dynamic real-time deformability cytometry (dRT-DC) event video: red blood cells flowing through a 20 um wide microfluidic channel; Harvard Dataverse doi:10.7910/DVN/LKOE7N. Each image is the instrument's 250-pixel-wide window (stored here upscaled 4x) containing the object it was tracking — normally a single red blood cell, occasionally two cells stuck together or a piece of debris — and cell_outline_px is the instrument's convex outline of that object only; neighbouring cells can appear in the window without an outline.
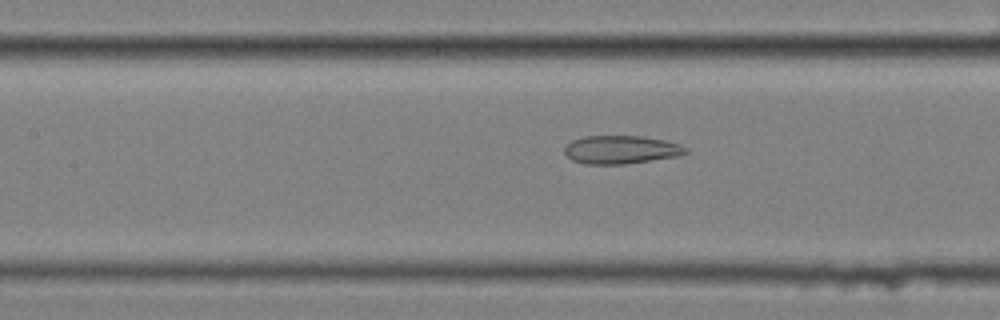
{"species": "common noctule bat (a hibernating species)", "species_latin": "Nyctalus noctula", "temperature_condition": "cold", "stored_images_in_passage": 58, "camera_frame_rate_fps": 3000, "um_per_image_px": 0.085, "animal": {"sex": "female", "body_mass_g": 25.1}, "frame": {"image": 1, "passage_image": 26, "time_ms": 8.333, "image_size_px": [1000, 320], "cell_outline_px": [[688, 152], [676, 156], [624, 164], [584, 164], [572, 160], [564, 152], [564, 148], [572, 140], [584, 136], [640, 136], [664, 140], [680, 144], [688, 148]], "centroid_in_image_um": [52.77, 12.72], "position_along_channel_um": 154.6, "area_um2": 19.83}}
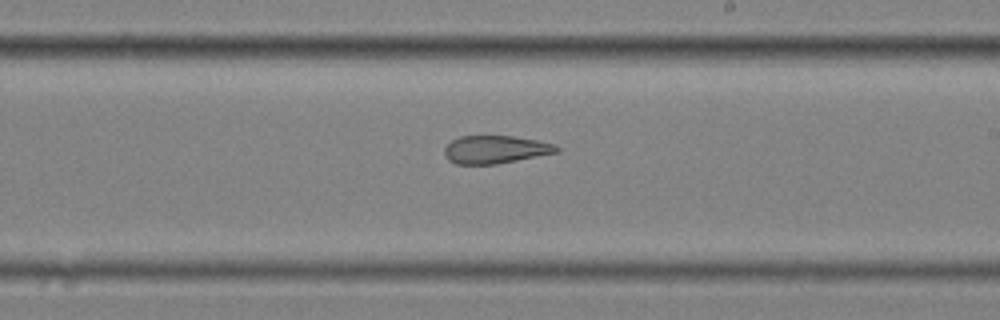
{"frame": {"image": 2, "passage_image": 34, "time_ms": 11.0, "image_size_px": [1000, 320], "cell_outline_px": [[560, 152], [496, 164], [456, 164], [448, 160], [444, 152], [444, 148], [452, 140], [460, 136], [512, 136], [536, 140], [556, 144], [560, 148]], "centroid_in_image_um": [42.13, 12.71], "position_along_channel_um": 246.9, "area_um2": 18.26}}
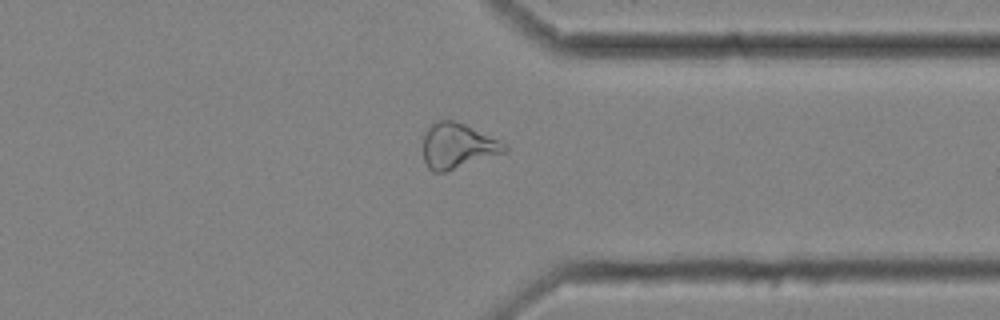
{"frame": {"image": 3, "passage_image": 45, "time_ms": 14.667, "image_size_px": [1000, 320], "cell_outline_px": [[508, 148], [504, 152], [444, 172], [432, 172], [428, 168], [424, 160], [424, 132], [436, 120], [452, 120], [464, 124], [508, 144]], "centroid_in_image_um": [38.87, 12.39], "position_along_channel_um": 372.5, "area_um2": 21.15}, "authors_computed_cell_mechanics": {"area_um2": 24.3049, "velocity_mm_per_s": 3.4683, "shape_relaxation_time_tau1_ms": null, "shape_relaxation_time_tau2_ms": 3.1185, "deformation_change_tau1": null, "deformation_change_tau2": 0.1173}}